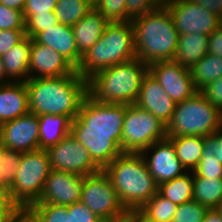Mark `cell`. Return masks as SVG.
I'll list each match as a JSON object with an SVG mask.
<instances>
[{
  "label": "cell",
  "instance_id": "1",
  "mask_svg": "<svg viewBox=\"0 0 222 222\" xmlns=\"http://www.w3.org/2000/svg\"><path fill=\"white\" fill-rule=\"evenodd\" d=\"M126 104L101 103L87 95L71 121V135L103 170L122 151V128Z\"/></svg>",
  "mask_w": 222,
  "mask_h": 222
},
{
  "label": "cell",
  "instance_id": "2",
  "mask_svg": "<svg viewBox=\"0 0 222 222\" xmlns=\"http://www.w3.org/2000/svg\"><path fill=\"white\" fill-rule=\"evenodd\" d=\"M30 113L77 116L88 95V80L76 72L49 78H28L25 81Z\"/></svg>",
  "mask_w": 222,
  "mask_h": 222
},
{
  "label": "cell",
  "instance_id": "3",
  "mask_svg": "<svg viewBox=\"0 0 222 222\" xmlns=\"http://www.w3.org/2000/svg\"><path fill=\"white\" fill-rule=\"evenodd\" d=\"M131 24L136 58L147 65L174 59L180 34L166 6L135 18Z\"/></svg>",
  "mask_w": 222,
  "mask_h": 222
},
{
  "label": "cell",
  "instance_id": "4",
  "mask_svg": "<svg viewBox=\"0 0 222 222\" xmlns=\"http://www.w3.org/2000/svg\"><path fill=\"white\" fill-rule=\"evenodd\" d=\"M103 172L127 211H139L158 192L141 153H121Z\"/></svg>",
  "mask_w": 222,
  "mask_h": 222
},
{
  "label": "cell",
  "instance_id": "5",
  "mask_svg": "<svg viewBox=\"0 0 222 222\" xmlns=\"http://www.w3.org/2000/svg\"><path fill=\"white\" fill-rule=\"evenodd\" d=\"M148 65L138 58L113 65L88 79V95L101 103L135 104Z\"/></svg>",
  "mask_w": 222,
  "mask_h": 222
},
{
  "label": "cell",
  "instance_id": "6",
  "mask_svg": "<svg viewBox=\"0 0 222 222\" xmlns=\"http://www.w3.org/2000/svg\"><path fill=\"white\" fill-rule=\"evenodd\" d=\"M135 58L134 30L131 21L108 23L103 35L82 56L76 72L88 80L103 69Z\"/></svg>",
  "mask_w": 222,
  "mask_h": 222
},
{
  "label": "cell",
  "instance_id": "7",
  "mask_svg": "<svg viewBox=\"0 0 222 222\" xmlns=\"http://www.w3.org/2000/svg\"><path fill=\"white\" fill-rule=\"evenodd\" d=\"M222 127V112L197 91L176 103L172 119L166 126L167 137L209 136Z\"/></svg>",
  "mask_w": 222,
  "mask_h": 222
},
{
  "label": "cell",
  "instance_id": "8",
  "mask_svg": "<svg viewBox=\"0 0 222 222\" xmlns=\"http://www.w3.org/2000/svg\"><path fill=\"white\" fill-rule=\"evenodd\" d=\"M51 169L46 149L23 152L14 183L8 193L11 202L15 206L36 204Z\"/></svg>",
  "mask_w": 222,
  "mask_h": 222
},
{
  "label": "cell",
  "instance_id": "9",
  "mask_svg": "<svg viewBox=\"0 0 222 222\" xmlns=\"http://www.w3.org/2000/svg\"><path fill=\"white\" fill-rule=\"evenodd\" d=\"M167 138L166 125L136 104H126L122 128L123 153H142L153 143Z\"/></svg>",
  "mask_w": 222,
  "mask_h": 222
},
{
  "label": "cell",
  "instance_id": "10",
  "mask_svg": "<svg viewBox=\"0 0 222 222\" xmlns=\"http://www.w3.org/2000/svg\"><path fill=\"white\" fill-rule=\"evenodd\" d=\"M80 201L104 222H122L128 214L103 170L83 177Z\"/></svg>",
  "mask_w": 222,
  "mask_h": 222
},
{
  "label": "cell",
  "instance_id": "11",
  "mask_svg": "<svg viewBox=\"0 0 222 222\" xmlns=\"http://www.w3.org/2000/svg\"><path fill=\"white\" fill-rule=\"evenodd\" d=\"M175 28L180 35L209 36L222 25L220 18L192 0H166Z\"/></svg>",
  "mask_w": 222,
  "mask_h": 222
},
{
  "label": "cell",
  "instance_id": "12",
  "mask_svg": "<svg viewBox=\"0 0 222 222\" xmlns=\"http://www.w3.org/2000/svg\"><path fill=\"white\" fill-rule=\"evenodd\" d=\"M54 170L80 176L95 174L101 169L92 161L88 150L71 133L47 149Z\"/></svg>",
  "mask_w": 222,
  "mask_h": 222
},
{
  "label": "cell",
  "instance_id": "13",
  "mask_svg": "<svg viewBox=\"0 0 222 222\" xmlns=\"http://www.w3.org/2000/svg\"><path fill=\"white\" fill-rule=\"evenodd\" d=\"M148 71L175 103L192 97L198 91L193 84L190 69L174 60L153 62L148 65Z\"/></svg>",
  "mask_w": 222,
  "mask_h": 222
},
{
  "label": "cell",
  "instance_id": "14",
  "mask_svg": "<svg viewBox=\"0 0 222 222\" xmlns=\"http://www.w3.org/2000/svg\"><path fill=\"white\" fill-rule=\"evenodd\" d=\"M39 119L27 113L0 125V138L5 149L29 152L39 149Z\"/></svg>",
  "mask_w": 222,
  "mask_h": 222
},
{
  "label": "cell",
  "instance_id": "15",
  "mask_svg": "<svg viewBox=\"0 0 222 222\" xmlns=\"http://www.w3.org/2000/svg\"><path fill=\"white\" fill-rule=\"evenodd\" d=\"M83 177L74 173L51 169L39 201L36 204L71 205L81 199Z\"/></svg>",
  "mask_w": 222,
  "mask_h": 222
},
{
  "label": "cell",
  "instance_id": "16",
  "mask_svg": "<svg viewBox=\"0 0 222 222\" xmlns=\"http://www.w3.org/2000/svg\"><path fill=\"white\" fill-rule=\"evenodd\" d=\"M148 151H153L150 158L147 157ZM141 154L143 155L149 172L154 177L157 185L172 180L187 172L176 156V150L173 143L168 138L153 143Z\"/></svg>",
  "mask_w": 222,
  "mask_h": 222
},
{
  "label": "cell",
  "instance_id": "17",
  "mask_svg": "<svg viewBox=\"0 0 222 222\" xmlns=\"http://www.w3.org/2000/svg\"><path fill=\"white\" fill-rule=\"evenodd\" d=\"M75 70L76 68L59 52L38 43L34 38L31 39L29 78L65 76L72 74Z\"/></svg>",
  "mask_w": 222,
  "mask_h": 222
},
{
  "label": "cell",
  "instance_id": "18",
  "mask_svg": "<svg viewBox=\"0 0 222 222\" xmlns=\"http://www.w3.org/2000/svg\"><path fill=\"white\" fill-rule=\"evenodd\" d=\"M135 104L141 109L151 112L166 126L172 119L176 106V103L149 71L142 80Z\"/></svg>",
  "mask_w": 222,
  "mask_h": 222
},
{
  "label": "cell",
  "instance_id": "19",
  "mask_svg": "<svg viewBox=\"0 0 222 222\" xmlns=\"http://www.w3.org/2000/svg\"><path fill=\"white\" fill-rule=\"evenodd\" d=\"M34 39L52 50L59 52L75 68L81 62L82 57L78 53L75 36L71 26L57 23L47 30L38 33Z\"/></svg>",
  "mask_w": 222,
  "mask_h": 222
},
{
  "label": "cell",
  "instance_id": "20",
  "mask_svg": "<svg viewBox=\"0 0 222 222\" xmlns=\"http://www.w3.org/2000/svg\"><path fill=\"white\" fill-rule=\"evenodd\" d=\"M25 82H9L0 85V125L29 113Z\"/></svg>",
  "mask_w": 222,
  "mask_h": 222
},
{
  "label": "cell",
  "instance_id": "21",
  "mask_svg": "<svg viewBox=\"0 0 222 222\" xmlns=\"http://www.w3.org/2000/svg\"><path fill=\"white\" fill-rule=\"evenodd\" d=\"M108 23L106 18L93 7L83 18L72 26L78 53L81 57L86 54L103 35Z\"/></svg>",
  "mask_w": 222,
  "mask_h": 222
},
{
  "label": "cell",
  "instance_id": "22",
  "mask_svg": "<svg viewBox=\"0 0 222 222\" xmlns=\"http://www.w3.org/2000/svg\"><path fill=\"white\" fill-rule=\"evenodd\" d=\"M30 51L31 38L25 36L19 43L1 56L6 77H9L10 81L25 82L29 78Z\"/></svg>",
  "mask_w": 222,
  "mask_h": 222
},
{
  "label": "cell",
  "instance_id": "23",
  "mask_svg": "<svg viewBox=\"0 0 222 222\" xmlns=\"http://www.w3.org/2000/svg\"><path fill=\"white\" fill-rule=\"evenodd\" d=\"M208 54V36L202 34L179 35L174 61L191 68Z\"/></svg>",
  "mask_w": 222,
  "mask_h": 222
},
{
  "label": "cell",
  "instance_id": "24",
  "mask_svg": "<svg viewBox=\"0 0 222 222\" xmlns=\"http://www.w3.org/2000/svg\"><path fill=\"white\" fill-rule=\"evenodd\" d=\"M39 119V149H48L70 134L71 120L67 116L43 114Z\"/></svg>",
  "mask_w": 222,
  "mask_h": 222
},
{
  "label": "cell",
  "instance_id": "25",
  "mask_svg": "<svg viewBox=\"0 0 222 222\" xmlns=\"http://www.w3.org/2000/svg\"><path fill=\"white\" fill-rule=\"evenodd\" d=\"M174 145L182 166L191 172L197 167L203 154L204 136L167 137Z\"/></svg>",
  "mask_w": 222,
  "mask_h": 222
},
{
  "label": "cell",
  "instance_id": "26",
  "mask_svg": "<svg viewBox=\"0 0 222 222\" xmlns=\"http://www.w3.org/2000/svg\"><path fill=\"white\" fill-rule=\"evenodd\" d=\"M193 84L198 91L209 83L222 77V58L205 54L203 58L190 68Z\"/></svg>",
  "mask_w": 222,
  "mask_h": 222
},
{
  "label": "cell",
  "instance_id": "27",
  "mask_svg": "<svg viewBox=\"0 0 222 222\" xmlns=\"http://www.w3.org/2000/svg\"><path fill=\"white\" fill-rule=\"evenodd\" d=\"M193 200L216 208L222 202V178L193 177Z\"/></svg>",
  "mask_w": 222,
  "mask_h": 222
},
{
  "label": "cell",
  "instance_id": "28",
  "mask_svg": "<svg viewBox=\"0 0 222 222\" xmlns=\"http://www.w3.org/2000/svg\"><path fill=\"white\" fill-rule=\"evenodd\" d=\"M188 173L158 185V193L176 205L193 200V171Z\"/></svg>",
  "mask_w": 222,
  "mask_h": 222
},
{
  "label": "cell",
  "instance_id": "29",
  "mask_svg": "<svg viewBox=\"0 0 222 222\" xmlns=\"http://www.w3.org/2000/svg\"><path fill=\"white\" fill-rule=\"evenodd\" d=\"M93 7L89 0H57L54 13L58 23L72 27Z\"/></svg>",
  "mask_w": 222,
  "mask_h": 222
},
{
  "label": "cell",
  "instance_id": "30",
  "mask_svg": "<svg viewBox=\"0 0 222 222\" xmlns=\"http://www.w3.org/2000/svg\"><path fill=\"white\" fill-rule=\"evenodd\" d=\"M178 205L158 192L139 210L151 222H172Z\"/></svg>",
  "mask_w": 222,
  "mask_h": 222
},
{
  "label": "cell",
  "instance_id": "31",
  "mask_svg": "<svg viewBox=\"0 0 222 222\" xmlns=\"http://www.w3.org/2000/svg\"><path fill=\"white\" fill-rule=\"evenodd\" d=\"M22 152L4 149L0 156V187L8 193L14 183Z\"/></svg>",
  "mask_w": 222,
  "mask_h": 222
},
{
  "label": "cell",
  "instance_id": "32",
  "mask_svg": "<svg viewBox=\"0 0 222 222\" xmlns=\"http://www.w3.org/2000/svg\"><path fill=\"white\" fill-rule=\"evenodd\" d=\"M40 222H71V205L34 204L30 206Z\"/></svg>",
  "mask_w": 222,
  "mask_h": 222
},
{
  "label": "cell",
  "instance_id": "33",
  "mask_svg": "<svg viewBox=\"0 0 222 222\" xmlns=\"http://www.w3.org/2000/svg\"><path fill=\"white\" fill-rule=\"evenodd\" d=\"M25 19V34L33 39L41 31L47 30L58 23L55 13L23 14Z\"/></svg>",
  "mask_w": 222,
  "mask_h": 222
},
{
  "label": "cell",
  "instance_id": "34",
  "mask_svg": "<svg viewBox=\"0 0 222 222\" xmlns=\"http://www.w3.org/2000/svg\"><path fill=\"white\" fill-rule=\"evenodd\" d=\"M208 208L196 200L178 205L172 222H202Z\"/></svg>",
  "mask_w": 222,
  "mask_h": 222
},
{
  "label": "cell",
  "instance_id": "35",
  "mask_svg": "<svg viewBox=\"0 0 222 222\" xmlns=\"http://www.w3.org/2000/svg\"><path fill=\"white\" fill-rule=\"evenodd\" d=\"M126 0H98L94 7L109 23L125 22Z\"/></svg>",
  "mask_w": 222,
  "mask_h": 222
},
{
  "label": "cell",
  "instance_id": "36",
  "mask_svg": "<svg viewBox=\"0 0 222 222\" xmlns=\"http://www.w3.org/2000/svg\"><path fill=\"white\" fill-rule=\"evenodd\" d=\"M166 0H126L125 22L143 16L155 8L165 6Z\"/></svg>",
  "mask_w": 222,
  "mask_h": 222
},
{
  "label": "cell",
  "instance_id": "37",
  "mask_svg": "<svg viewBox=\"0 0 222 222\" xmlns=\"http://www.w3.org/2000/svg\"><path fill=\"white\" fill-rule=\"evenodd\" d=\"M193 177L222 178V165L212 153H203Z\"/></svg>",
  "mask_w": 222,
  "mask_h": 222
},
{
  "label": "cell",
  "instance_id": "38",
  "mask_svg": "<svg viewBox=\"0 0 222 222\" xmlns=\"http://www.w3.org/2000/svg\"><path fill=\"white\" fill-rule=\"evenodd\" d=\"M0 30H25L23 12L0 3Z\"/></svg>",
  "mask_w": 222,
  "mask_h": 222
},
{
  "label": "cell",
  "instance_id": "39",
  "mask_svg": "<svg viewBox=\"0 0 222 222\" xmlns=\"http://www.w3.org/2000/svg\"><path fill=\"white\" fill-rule=\"evenodd\" d=\"M71 222H104L81 201L71 204Z\"/></svg>",
  "mask_w": 222,
  "mask_h": 222
},
{
  "label": "cell",
  "instance_id": "40",
  "mask_svg": "<svg viewBox=\"0 0 222 222\" xmlns=\"http://www.w3.org/2000/svg\"><path fill=\"white\" fill-rule=\"evenodd\" d=\"M200 92L222 112V77L206 85Z\"/></svg>",
  "mask_w": 222,
  "mask_h": 222
},
{
  "label": "cell",
  "instance_id": "41",
  "mask_svg": "<svg viewBox=\"0 0 222 222\" xmlns=\"http://www.w3.org/2000/svg\"><path fill=\"white\" fill-rule=\"evenodd\" d=\"M25 36V30H0V57Z\"/></svg>",
  "mask_w": 222,
  "mask_h": 222
},
{
  "label": "cell",
  "instance_id": "42",
  "mask_svg": "<svg viewBox=\"0 0 222 222\" xmlns=\"http://www.w3.org/2000/svg\"><path fill=\"white\" fill-rule=\"evenodd\" d=\"M203 153H212L222 165V127L213 134L204 137Z\"/></svg>",
  "mask_w": 222,
  "mask_h": 222
},
{
  "label": "cell",
  "instance_id": "43",
  "mask_svg": "<svg viewBox=\"0 0 222 222\" xmlns=\"http://www.w3.org/2000/svg\"><path fill=\"white\" fill-rule=\"evenodd\" d=\"M57 0H26L23 14L54 13Z\"/></svg>",
  "mask_w": 222,
  "mask_h": 222
},
{
  "label": "cell",
  "instance_id": "44",
  "mask_svg": "<svg viewBox=\"0 0 222 222\" xmlns=\"http://www.w3.org/2000/svg\"><path fill=\"white\" fill-rule=\"evenodd\" d=\"M8 222H40L38 214L30 206H15Z\"/></svg>",
  "mask_w": 222,
  "mask_h": 222
},
{
  "label": "cell",
  "instance_id": "45",
  "mask_svg": "<svg viewBox=\"0 0 222 222\" xmlns=\"http://www.w3.org/2000/svg\"><path fill=\"white\" fill-rule=\"evenodd\" d=\"M208 53L222 58V25L208 36Z\"/></svg>",
  "mask_w": 222,
  "mask_h": 222
},
{
  "label": "cell",
  "instance_id": "46",
  "mask_svg": "<svg viewBox=\"0 0 222 222\" xmlns=\"http://www.w3.org/2000/svg\"><path fill=\"white\" fill-rule=\"evenodd\" d=\"M198 5L206 8L209 12L215 14L220 19L222 17V0H192Z\"/></svg>",
  "mask_w": 222,
  "mask_h": 222
},
{
  "label": "cell",
  "instance_id": "47",
  "mask_svg": "<svg viewBox=\"0 0 222 222\" xmlns=\"http://www.w3.org/2000/svg\"><path fill=\"white\" fill-rule=\"evenodd\" d=\"M15 205L11 202L8 192L0 187V209H13Z\"/></svg>",
  "mask_w": 222,
  "mask_h": 222
},
{
  "label": "cell",
  "instance_id": "48",
  "mask_svg": "<svg viewBox=\"0 0 222 222\" xmlns=\"http://www.w3.org/2000/svg\"><path fill=\"white\" fill-rule=\"evenodd\" d=\"M122 222H151L145 218L139 211H128Z\"/></svg>",
  "mask_w": 222,
  "mask_h": 222
},
{
  "label": "cell",
  "instance_id": "49",
  "mask_svg": "<svg viewBox=\"0 0 222 222\" xmlns=\"http://www.w3.org/2000/svg\"><path fill=\"white\" fill-rule=\"evenodd\" d=\"M0 3L8 8L17 9L23 12L26 0H0Z\"/></svg>",
  "mask_w": 222,
  "mask_h": 222
},
{
  "label": "cell",
  "instance_id": "50",
  "mask_svg": "<svg viewBox=\"0 0 222 222\" xmlns=\"http://www.w3.org/2000/svg\"><path fill=\"white\" fill-rule=\"evenodd\" d=\"M202 222H222V218L216 208L208 209Z\"/></svg>",
  "mask_w": 222,
  "mask_h": 222
},
{
  "label": "cell",
  "instance_id": "51",
  "mask_svg": "<svg viewBox=\"0 0 222 222\" xmlns=\"http://www.w3.org/2000/svg\"><path fill=\"white\" fill-rule=\"evenodd\" d=\"M5 78H6V81L3 80ZM9 82H11V81L9 79L7 80L4 64H3V61L0 57V85L6 84V83H9Z\"/></svg>",
  "mask_w": 222,
  "mask_h": 222
},
{
  "label": "cell",
  "instance_id": "52",
  "mask_svg": "<svg viewBox=\"0 0 222 222\" xmlns=\"http://www.w3.org/2000/svg\"><path fill=\"white\" fill-rule=\"evenodd\" d=\"M12 209H0V222H8Z\"/></svg>",
  "mask_w": 222,
  "mask_h": 222
},
{
  "label": "cell",
  "instance_id": "53",
  "mask_svg": "<svg viewBox=\"0 0 222 222\" xmlns=\"http://www.w3.org/2000/svg\"><path fill=\"white\" fill-rule=\"evenodd\" d=\"M216 210L219 212V214L222 218V202L216 207Z\"/></svg>",
  "mask_w": 222,
  "mask_h": 222
},
{
  "label": "cell",
  "instance_id": "54",
  "mask_svg": "<svg viewBox=\"0 0 222 222\" xmlns=\"http://www.w3.org/2000/svg\"><path fill=\"white\" fill-rule=\"evenodd\" d=\"M5 149V146L2 144L1 138H0V156L3 150Z\"/></svg>",
  "mask_w": 222,
  "mask_h": 222
},
{
  "label": "cell",
  "instance_id": "55",
  "mask_svg": "<svg viewBox=\"0 0 222 222\" xmlns=\"http://www.w3.org/2000/svg\"><path fill=\"white\" fill-rule=\"evenodd\" d=\"M93 5L98 1V0H89Z\"/></svg>",
  "mask_w": 222,
  "mask_h": 222
}]
</instances>
